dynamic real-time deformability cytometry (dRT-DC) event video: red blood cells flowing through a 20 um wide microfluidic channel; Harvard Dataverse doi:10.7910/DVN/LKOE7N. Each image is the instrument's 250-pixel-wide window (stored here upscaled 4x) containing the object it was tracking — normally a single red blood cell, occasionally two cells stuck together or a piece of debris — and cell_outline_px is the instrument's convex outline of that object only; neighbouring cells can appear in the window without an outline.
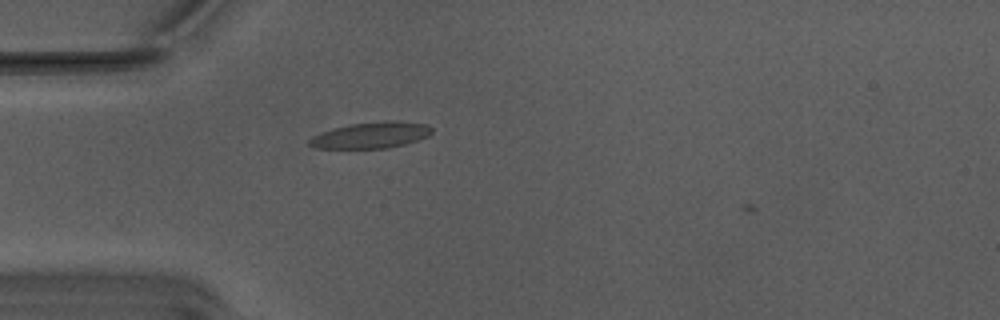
{"species": "Egyptian fruit bat (a non-hibernating species)", "species_latin": "Rousettus aegyptiacus", "temperature_condition": "warm", "stored_images_in_passage": 5, "camera_frame_rate_fps": 3000, "um_per_image_px": 0.085, "animal": {"sex": "male"}, "frame": {"image": 1, "passage_image": 4, "time_ms": 1.0, "image_size_px": [1000, 320], "cell_outline_px": [[432, 132], [428, 136], [404, 144], [388, 148], [316, 148], [308, 144], [308, 140], [312, 136], [332, 128], [352, 124], [384, 120], [396, 120], [428, 124], [432, 128]], "centroid_in_image_um": [31.55, 11.47], "position_along_channel_um": 53.4, "area_um2": 18.73}}